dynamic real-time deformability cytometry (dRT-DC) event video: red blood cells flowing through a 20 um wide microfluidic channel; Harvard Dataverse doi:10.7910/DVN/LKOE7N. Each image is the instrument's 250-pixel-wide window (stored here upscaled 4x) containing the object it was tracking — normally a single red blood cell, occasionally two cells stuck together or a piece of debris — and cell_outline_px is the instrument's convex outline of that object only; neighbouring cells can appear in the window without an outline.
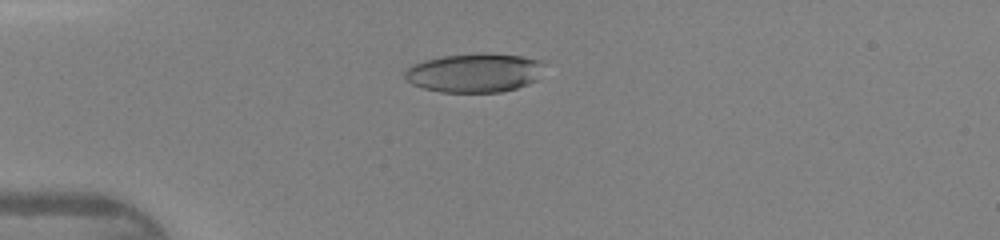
{"species": "human", "species_latin": "Homo sapiens", "temperature_condition": "warm", "stored_images_in_passage": 34, "camera_frame_rate_fps": 3000, "um_per_image_px": 0.085, "donor": {"sex": "female"}, "frame": {"image": 1, "passage_image": 1, "time_ms": 0.0, "image_size_px": [1000, 240], "cell_outline_px": [[548, 60], [540, 80], [516, 88], [500, 92], [440, 92], [424, 88], [412, 84], [404, 80], [404, 72], [412, 64], [424, 60], [444, 56], [480, 52], [488, 52], [520, 56]], "centroid_in_image_um": [40.42, 6.17], "position_along_channel_um": 44.6, "area_um2": 32.54}}
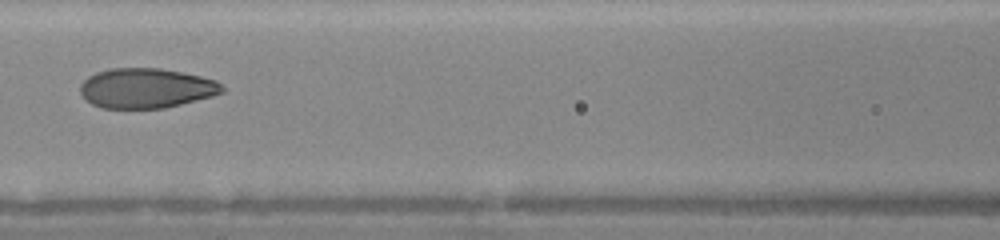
{"frame": {"image": 2, "passage_image": 10, "time_ms": 3.0, "image_size_px": [1000, 240], "cell_outline_px": [[224, 92], [212, 96], [164, 108], [100, 108], [84, 100], [80, 92], [80, 84], [88, 76], [96, 72], [108, 68], [160, 68], [200, 76], [216, 80], [224, 88]], "centroid_in_image_um": [12.38, 7.49], "position_along_channel_um": 154.2, "area_um2": 33.06}}
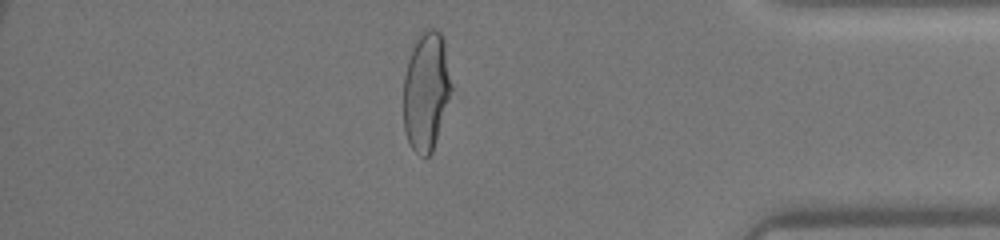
{"frame": {"image": 3, "passage_image": 28, "time_ms": 9.0, "image_size_px": [1000, 240], "cell_outline_px": [[452, 88], [432, 152], [428, 156], [420, 156], [412, 148], [404, 132], [404, 76], [408, 60], [412, 48], [420, 32], [428, 28], [436, 28], [440, 32], [444, 40], [452, 84]], "centroid_in_image_um": [36.22, 7.71], "position_along_channel_um": 399.0, "area_um2": 33.0}}